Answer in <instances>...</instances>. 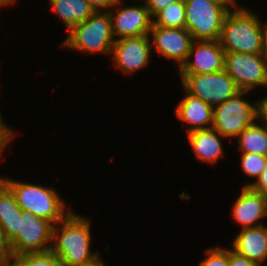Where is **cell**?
Masks as SVG:
<instances>
[{
    "label": "cell",
    "instance_id": "cell-24",
    "mask_svg": "<svg viewBox=\"0 0 267 266\" xmlns=\"http://www.w3.org/2000/svg\"><path fill=\"white\" fill-rule=\"evenodd\" d=\"M206 258L200 262V266H229V249L219 246L209 248L205 253Z\"/></svg>",
    "mask_w": 267,
    "mask_h": 266
},
{
    "label": "cell",
    "instance_id": "cell-27",
    "mask_svg": "<svg viewBox=\"0 0 267 266\" xmlns=\"http://www.w3.org/2000/svg\"><path fill=\"white\" fill-rule=\"evenodd\" d=\"M15 132H13L7 124L5 125L2 116L0 113V158L2 157V153L4 152V148L13 138ZM3 151V152H2Z\"/></svg>",
    "mask_w": 267,
    "mask_h": 266
},
{
    "label": "cell",
    "instance_id": "cell-35",
    "mask_svg": "<svg viewBox=\"0 0 267 266\" xmlns=\"http://www.w3.org/2000/svg\"><path fill=\"white\" fill-rule=\"evenodd\" d=\"M15 3V0H0V7Z\"/></svg>",
    "mask_w": 267,
    "mask_h": 266
},
{
    "label": "cell",
    "instance_id": "cell-29",
    "mask_svg": "<svg viewBox=\"0 0 267 266\" xmlns=\"http://www.w3.org/2000/svg\"><path fill=\"white\" fill-rule=\"evenodd\" d=\"M229 266H260L258 263L249 260L247 257L237 254L229 249Z\"/></svg>",
    "mask_w": 267,
    "mask_h": 266
},
{
    "label": "cell",
    "instance_id": "cell-23",
    "mask_svg": "<svg viewBox=\"0 0 267 266\" xmlns=\"http://www.w3.org/2000/svg\"><path fill=\"white\" fill-rule=\"evenodd\" d=\"M241 155L243 172L249 177H255L257 180L266 165L267 156L254 153H242Z\"/></svg>",
    "mask_w": 267,
    "mask_h": 266
},
{
    "label": "cell",
    "instance_id": "cell-21",
    "mask_svg": "<svg viewBox=\"0 0 267 266\" xmlns=\"http://www.w3.org/2000/svg\"><path fill=\"white\" fill-rule=\"evenodd\" d=\"M152 26L164 28H185L186 14L184 0L168 5L153 17Z\"/></svg>",
    "mask_w": 267,
    "mask_h": 266
},
{
    "label": "cell",
    "instance_id": "cell-31",
    "mask_svg": "<svg viewBox=\"0 0 267 266\" xmlns=\"http://www.w3.org/2000/svg\"><path fill=\"white\" fill-rule=\"evenodd\" d=\"M258 102V120L267 123V96Z\"/></svg>",
    "mask_w": 267,
    "mask_h": 266
},
{
    "label": "cell",
    "instance_id": "cell-5",
    "mask_svg": "<svg viewBox=\"0 0 267 266\" xmlns=\"http://www.w3.org/2000/svg\"><path fill=\"white\" fill-rule=\"evenodd\" d=\"M185 29L194 41L219 40L229 10L210 0H184Z\"/></svg>",
    "mask_w": 267,
    "mask_h": 266
},
{
    "label": "cell",
    "instance_id": "cell-26",
    "mask_svg": "<svg viewBox=\"0 0 267 266\" xmlns=\"http://www.w3.org/2000/svg\"><path fill=\"white\" fill-rule=\"evenodd\" d=\"M243 187H250L254 192L267 196V162L259 178L252 183H246Z\"/></svg>",
    "mask_w": 267,
    "mask_h": 266
},
{
    "label": "cell",
    "instance_id": "cell-4",
    "mask_svg": "<svg viewBox=\"0 0 267 266\" xmlns=\"http://www.w3.org/2000/svg\"><path fill=\"white\" fill-rule=\"evenodd\" d=\"M105 11H96L88 19L72 27L61 46L74 51L111 54L115 38L111 16L109 11Z\"/></svg>",
    "mask_w": 267,
    "mask_h": 266
},
{
    "label": "cell",
    "instance_id": "cell-9",
    "mask_svg": "<svg viewBox=\"0 0 267 266\" xmlns=\"http://www.w3.org/2000/svg\"><path fill=\"white\" fill-rule=\"evenodd\" d=\"M225 71L239 90L267 87V59L261 53L225 52Z\"/></svg>",
    "mask_w": 267,
    "mask_h": 266
},
{
    "label": "cell",
    "instance_id": "cell-20",
    "mask_svg": "<svg viewBox=\"0 0 267 266\" xmlns=\"http://www.w3.org/2000/svg\"><path fill=\"white\" fill-rule=\"evenodd\" d=\"M261 124L258 125L254 122L237 136L242 153L267 156V123L261 122Z\"/></svg>",
    "mask_w": 267,
    "mask_h": 266
},
{
    "label": "cell",
    "instance_id": "cell-8",
    "mask_svg": "<svg viewBox=\"0 0 267 266\" xmlns=\"http://www.w3.org/2000/svg\"><path fill=\"white\" fill-rule=\"evenodd\" d=\"M53 227L50 221L22 211L18 217V235L10 242L13 255L50 250Z\"/></svg>",
    "mask_w": 267,
    "mask_h": 266
},
{
    "label": "cell",
    "instance_id": "cell-2",
    "mask_svg": "<svg viewBox=\"0 0 267 266\" xmlns=\"http://www.w3.org/2000/svg\"><path fill=\"white\" fill-rule=\"evenodd\" d=\"M0 180L14 194L17 204L23 211L50 221L53 225L59 224L71 210H65L64 201L56 190L32 183L18 182L8 178Z\"/></svg>",
    "mask_w": 267,
    "mask_h": 266
},
{
    "label": "cell",
    "instance_id": "cell-14",
    "mask_svg": "<svg viewBox=\"0 0 267 266\" xmlns=\"http://www.w3.org/2000/svg\"><path fill=\"white\" fill-rule=\"evenodd\" d=\"M232 210L234 220L242 225V229L262 226V222L257 221L267 216V196L243 187Z\"/></svg>",
    "mask_w": 267,
    "mask_h": 266
},
{
    "label": "cell",
    "instance_id": "cell-3",
    "mask_svg": "<svg viewBox=\"0 0 267 266\" xmlns=\"http://www.w3.org/2000/svg\"><path fill=\"white\" fill-rule=\"evenodd\" d=\"M219 42L225 52L261 53V21L244 7L230 10L225 16Z\"/></svg>",
    "mask_w": 267,
    "mask_h": 266
},
{
    "label": "cell",
    "instance_id": "cell-25",
    "mask_svg": "<svg viewBox=\"0 0 267 266\" xmlns=\"http://www.w3.org/2000/svg\"><path fill=\"white\" fill-rule=\"evenodd\" d=\"M13 259L10 241L0 226V266H11Z\"/></svg>",
    "mask_w": 267,
    "mask_h": 266
},
{
    "label": "cell",
    "instance_id": "cell-15",
    "mask_svg": "<svg viewBox=\"0 0 267 266\" xmlns=\"http://www.w3.org/2000/svg\"><path fill=\"white\" fill-rule=\"evenodd\" d=\"M185 96L176 107V116L181 122L191 125L187 133L212 128L213 125V107L193 96L185 89ZM209 126H208V125Z\"/></svg>",
    "mask_w": 267,
    "mask_h": 266
},
{
    "label": "cell",
    "instance_id": "cell-32",
    "mask_svg": "<svg viewBox=\"0 0 267 266\" xmlns=\"http://www.w3.org/2000/svg\"><path fill=\"white\" fill-rule=\"evenodd\" d=\"M261 44V54L267 59V23L265 25H261Z\"/></svg>",
    "mask_w": 267,
    "mask_h": 266
},
{
    "label": "cell",
    "instance_id": "cell-16",
    "mask_svg": "<svg viewBox=\"0 0 267 266\" xmlns=\"http://www.w3.org/2000/svg\"><path fill=\"white\" fill-rule=\"evenodd\" d=\"M234 239L232 241V250L237 254L247 257L260 266H262V262L267 260L266 226L241 229V232Z\"/></svg>",
    "mask_w": 267,
    "mask_h": 266
},
{
    "label": "cell",
    "instance_id": "cell-10",
    "mask_svg": "<svg viewBox=\"0 0 267 266\" xmlns=\"http://www.w3.org/2000/svg\"><path fill=\"white\" fill-rule=\"evenodd\" d=\"M122 3L123 0H119L112 9L108 10L111 16L113 35L119 37L116 39L148 35L153 18L146 4L144 6L119 7Z\"/></svg>",
    "mask_w": 267,
    "mask_h": 266
},
{
    "label": "cell",
    "instance_id": "cell-13",
    "mask_svg": "<svg viewBox=\"0 0 267 266\" xmlns=\"http://www.w3.org/2000/svg\"><path fill=\"white\" fill-rule=\"evenodd\" d=\"M149 36L152 37L151 44L157 50V53L162 54L167 59L177 61L179 68L186 61L191 44L194 41L185 28L152 26Z\"/></svg>",
    "mask_w": 267,
    "mask_h": 266
},
{
    "label": "cell",
    "instance_id": "cell-28",
    "mask_svg": "<svg viewBox=\"0 0 267 266\" xmlns=\"http://www.w3.org/2000/svg\"><path fill=\"white\" fill-rule=\"evenodd\" d=\"M178 1L180 0H146L144 4H146L151 17H154L159 11Z\"/></svg>",
    "mask_w": 267,
    "mask_h": 266
},
{
    "label": "cell",
    "instance_id": "cell-1",
    "mask_svg": "<svg viewBox=\"0 0 267 266\" xmlns=\"http://www.w3.org/2000/svg\"><path fill=\"white\" fill-rule=\"evenodd\" d=\"M59 223L61 227L56 224L52 230L50 251L62 266H84L100 258L99 253L90 251L91 221L88 218L71 211Z\"/></svg>",
    "mask_w": 267,
    "mask_h": 266
},
{
    "label": "cell",
    "instance_id": "cell-12",
    "mask_svg": "<svg viewBox=\"0 0 267 266\" xmlns=\"http://www.w3.org/2000/svg\"><path fill=\"white\" fill-rule=\"evenodd\" d=\"M194 58L192 61L191 58ZM225 69V51L216 41H193L179 74L216 73Z\"/></svg>",
    "mask_w": 267,
    "mask_h": 266
},
{
    "label": "cell",
    "instance_id": "cell-34",
    "mask_svg": "<svg viewBox=\"0 0 267 266\" xmlns=\"http://www.w3.org/2000/svg\"><path fill=\"white\" fill-rule=\"evenodd\" d=\"M84 266H106V265L100 260V258H98L95 262Z\"/></svg>",
    "mask_w": 267,
    "mask_h": 266
},
{
    "label": "cell",
    "instance_id": "cell-19",
    "mask_svg": "<svg viewBox=\"0 0 267 266\" xmlns=\"http://www.w3.org/2000/svg\"><path fill=\"white\" fill-rule=\"evenodd\" d=\"M49 3L68 31L96 12L86 0H49Z\"/></svg>",
    "mask_w": 267,
    "mask_h": 266
},
{
    "label": "cell",
    "instance_id": "cell-22",
    "mask_svg": "<svg viewBox=\"0 0 267 266\" xmlns=\"http://www.w3.org/2000/svg\"><path fill=\"white\" fill-rule=\"evenodd\" d=\"M11 266H62V263L48 250L14 256Z\"/></svg>",
    "mask_w": 267,
    "mask_h": 266
},
{
    "label": "cell",
    "instance_id": "cell-18",
    "mask_svg": "<svg viewBox=\"0 0 267 266\" xmlns=\"http://www.w3.org/2000/svg\"><path fill=\"white\" fill-rule=\"evenodd\" d=\"M22 211L14 194L0 180V226L10 242L18 235V217Z\"/></svg>",
    "mask_w": 267,
    "mask_h": 266
},
{
    "label": "cell",
    "instance_id": "cell-30",
    "mask_svg": "<svg viewBox=\"0 0 267 266\" xmlns=\"http://www.w3.org/2000/svg\"><path fill=\"white\" fill-rule=\"evenodd\" d=\"M95 11H101V9H110L113 7L119 0H86Z\"/></svg>",
    "mask_w": 267,
    "mask_h": 266
},
{
    "label": "cell",
    "instance_id": "cell-33",
    "mask_svg": "<svg viewBox=\"0 0 267 266\" xmlns=\"http://www.w3.org/2000/svg\"><path fill=\"white\" fill-rule=\"evenodd\" d=\"M213 1L215 3H218L220 5H223L224 7H226L229 11L232 10L233 7H238L236 5V0H210ZM231 6V7H229ZM231 8V9H230Z\"/></svg>",
    "mask_w": 267,
    "mask_h": 266
},
{
    "label": "cell",
    "instance_id": "cell-17",
    "mask_svg": "<svg viewBox=\"0 0 267 266\" xmlns=\"http://www.w3.org/2000/svg\"><path fill=\"white\" fill-rule=\"evenodd\" d=\"M187 135L189 143L200 161L215 164L223 156L221 138L225 137L214 128L195 130Z\"/></svg>",
    "mask_w": 267,
    "mask_h": 266
},
{
    "label": "cell",
    "instance_id": "cell-11",
    "mask_svg": "<svg viewBox=\"0 0 267 266\" xmlns=\"http://www.w3.org/2000/svg\"><path fill=\"white\" fill-rule=\"evenodd\" d=\"M152 48L149 34L115 39L111 53L114 65L124 74H132L146 66L150 60Z\"/></svg>",
    "mask_w": 267,
    "mask_h": 266
},
{
    "label": "cell",
    "instance_id": "cell-7",
    "mask_svg": "<svg viewBox=\"0 0 267 266\" xmlns=\"http://www.w3.org/2000/svg\"><path fill=\"white\" fill-rule=\"evenodd\" d=\"M183 88L193 96L214 107L234 96L240 90L224 70L216 73L179 74Z\"/></svg>",
    "mask_w": 267,
    "mask_h": 266
},
{
    "label": "cell",
    "instance_id": "cell-6",
    "mask_svg": "<svg viewBox=\"0 0 267 266\" xmlns=\"http://www.w3.org/2000/svg\"><path fill=\"white\" fill-rule=\"evenodd\" d=\"M249 91L240 90L234 96L213 107V125L218 133L225 138L237 137L254 121H258V102L254 105L243 100Z\"/></svg>",
    "mask_w": 267,
    "mask_h": 266
}]
</instances>
